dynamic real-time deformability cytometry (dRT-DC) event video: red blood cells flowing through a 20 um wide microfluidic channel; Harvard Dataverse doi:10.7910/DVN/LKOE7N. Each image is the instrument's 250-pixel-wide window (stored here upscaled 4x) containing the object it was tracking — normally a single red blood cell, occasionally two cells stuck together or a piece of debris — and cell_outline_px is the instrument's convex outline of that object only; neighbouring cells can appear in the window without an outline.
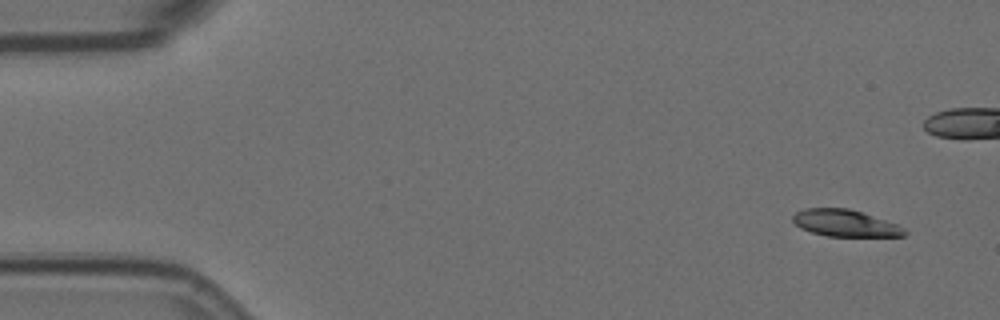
{"species": "Egyptian fruit bat (a non-hibernating species)", "species_latin": "Rousettus aegyptiacus", "temperature_condition": "room temperature", "stored_images_in_passage": 6, "camera_frame_rate_fps": 3000, "um_per_image_px": 0.085, "animal": {"sex": "female"}, "frame": {"image": 1, "passage_image": 1, "time_ms": 0.0, "image_size_px": [1000, 320], "cell_outline_px": [[908, 232], [904, 236], [828, 236], [812, 232], [800, 228], [792, 220], [792, 216], [796, 212], [804, 208], [848, 208], [896, 224], [904, 228]], "centroid_in_image_um": [71.81, 18.97], "position_along_channel_um": 13.2, "area_um2": 17.22}}